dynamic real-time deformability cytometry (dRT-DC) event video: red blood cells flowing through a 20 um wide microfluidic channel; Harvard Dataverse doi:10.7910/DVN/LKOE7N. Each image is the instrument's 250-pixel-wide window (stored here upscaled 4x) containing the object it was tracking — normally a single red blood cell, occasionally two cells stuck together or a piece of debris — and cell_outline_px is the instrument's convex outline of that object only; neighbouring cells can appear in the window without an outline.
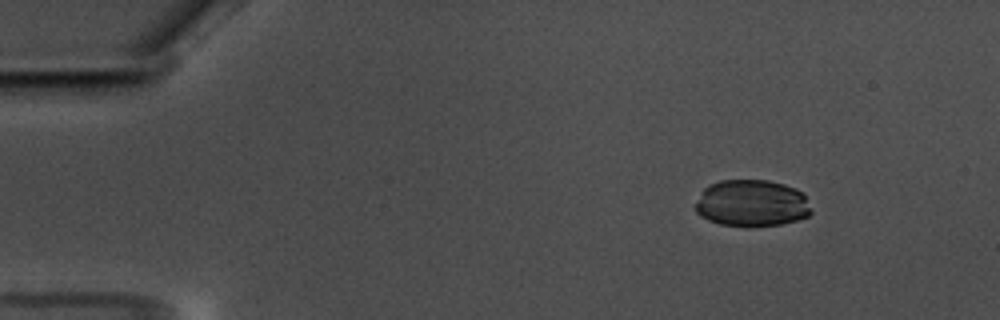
{"species": "common noctule bat (a hibernating species)", "species_latin": "Nyctalus noctula", "temperature_condition": "warm", "stored_images_in_passage": 52, "camera_frame_rate_fps": 3000, "um_per_image_px": 0.085, "animal": {"sex": "male", "body_mass_g": 17.5, "forearm_length_mm": 52.3}, "frame": {"image": 1, "passage_image": 2, "time_ms": 0.333, "image_size_px": [1000, 320], "cell_outline_px": [[812, 212], [808, 216], [796, 220], [780, 224], [748, 228], [720, 224], [708, 220], [700, 216], [696, 212], [696, 204], [704, 188], [708, 184], [720, 180], [768, 180], [784, 184], [796, 188], [804, 192]], "centroid_in_image_um": [63.91, 17.28], "position_along_channel_um": 21.1, "area_um2": 32.02}}
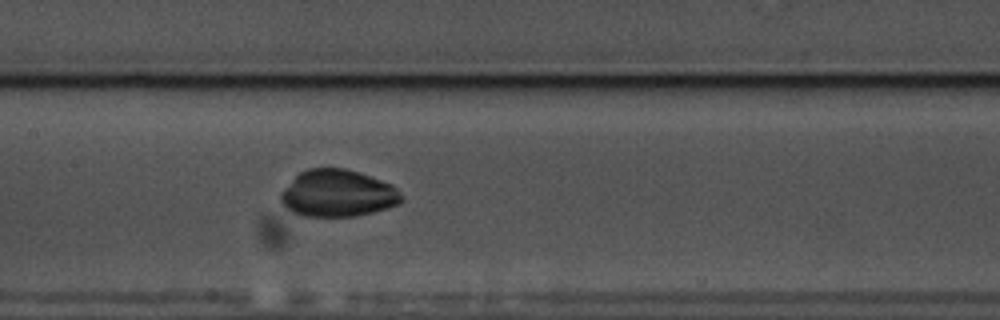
{"frame": {"image": 2, "passage_image": 23, "time_ms": 7.333, "image_size_px": [1000, 320], "cell_outline_px": [[404, 200], [400, 204], [388, 208], [356, 216], [300, 216], [284, 208], [280, 200], [280, 192], [300, 172], [308, 168], [344, 168], [360, 172], [392, 184], [404, 196]], "centroid_in_image_um": [28.72, 16.44], "position_along_channel_um": 178.7, "area_um2": 33.41}}
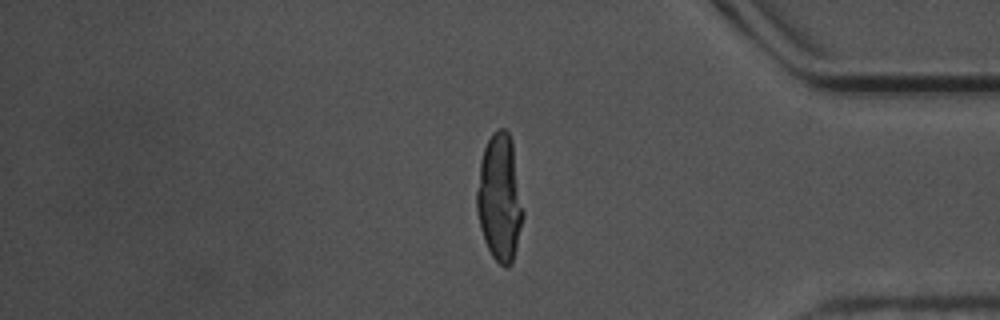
{"frame": {"image": 3, "passage_image": 43, "time_ms": 14.0, "image_size_px": [1000, 320], "cell_outline_px": [[524, 216], [512, 264], [508, 268], [504, 268], [492, 256], [484, 240], [480, 228], [476, 208], [476, 192], [480, 160], [484, 148], [492, 132], [500, 128], [504, 128], [508, 132], [512, 140], [524, 212]], "centroid_in_image_um": [42.47, 16.82], "position_along_channel_um": 392.7, "area_um2": 34.56}}